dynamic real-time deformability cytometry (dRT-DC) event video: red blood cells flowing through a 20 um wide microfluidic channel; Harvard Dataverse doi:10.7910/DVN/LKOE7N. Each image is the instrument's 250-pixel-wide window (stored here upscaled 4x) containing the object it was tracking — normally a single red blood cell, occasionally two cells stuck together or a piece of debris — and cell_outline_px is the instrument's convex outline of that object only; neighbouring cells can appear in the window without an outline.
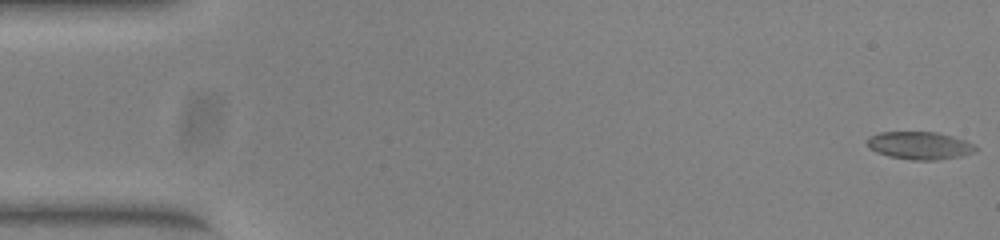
{"species": "common noctule bat (a hibernating species)", "species_latin": "Nyctalus noctula", "temperature_condition": "warm", "stored_images_in_passage": 53, "camera_frame_rate_fps": 3000, "um_per_image_px": 0.085, "animal": {"sex": "female", "body_mass_g": 23.0, "forearm_length_mm": 53.4}, "frame": {"image": 1, "passage_image": 1, "time_ms": 0.0, "image_size_px": [1000, 240], "cell_outline_px": [[980, 148], [976, 152], [960, 156], [936, 160], [912, 160], [888, 156], [876, 152], [868, 148], [868, 136], [880, 132], [936, 132], [952, 136], [964, 140]], "centroid_in_image_um": [78.17, 12.37], "position_along_channel_um": 6.8, "area_um2": 17.57}}
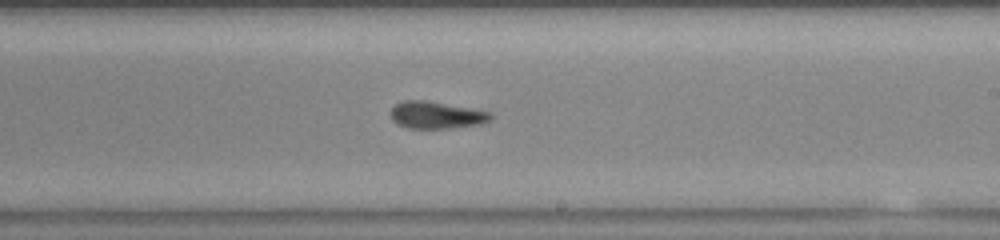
{"frame": {"image": 2, "passage_image": 31, "time_ms": 10.0, "image_size_px": [1000, 240], "cell_outline_px": [[492, 120], [480, 124], [452, 128], [408, 128], [392, 120], [392, 108], [396, 104], [404, 100], [428, 100], [492, 112]], "centroid_in_image_um": [37.14, 9.77], "position_along_channel_um": 251.9, "area_um2": 15.78}}
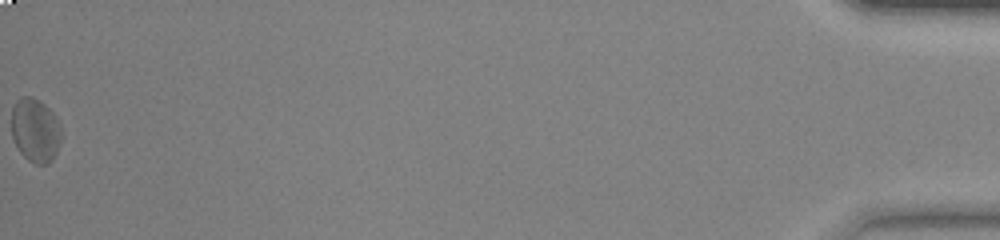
{"frame": {"image": 3, "passage_image": 53, "time_ms": 17.333, "image_size_px": [1000, 240], "cell_outline_px": [[60, 140], [56, 152], [52, 160], [44, 164], [36, 164], [28, 160], [20, 152], [12, 136], [12, 108], [16, 100], [20, 96], [32, 96], [40, 100], [52, 112], [60, 124]], "centroid_in_image_um": [2.98, 11.04], "position_along_channel_um": 432.2, "area_um2": 18.44}, "authors_computed_cell_mechanics": {"area_um2": 16.6464, "velocity_mm_per_s": 3.9072, "shape_relaxation_time_tau1_ms": 8.2346, "shape_relaxation_time_tau2_ms": 3.2684, "deformation_change_tau1": 0.1988, "deformation_change_tau2": 0.0873}}